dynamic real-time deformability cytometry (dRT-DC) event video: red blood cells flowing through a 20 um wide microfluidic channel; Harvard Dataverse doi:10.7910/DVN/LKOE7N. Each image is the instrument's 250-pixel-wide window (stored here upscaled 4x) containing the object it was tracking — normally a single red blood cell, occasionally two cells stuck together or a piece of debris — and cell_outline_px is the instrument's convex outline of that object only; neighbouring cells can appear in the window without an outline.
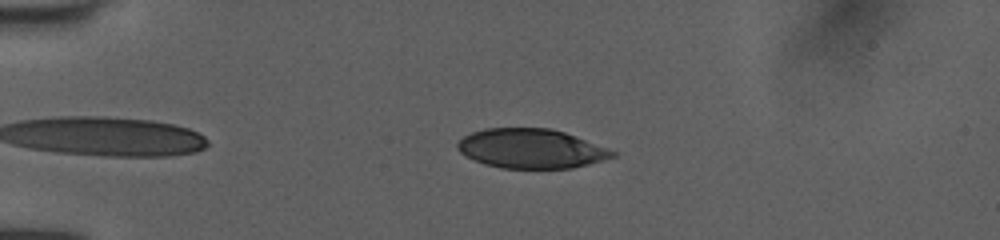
{"species": "human", "species_latin": "Homo sapiens", "temperature_condition": "room temperature", "stored_images_in_passage": 5, "camera_frame_rate_fps": 3000, "um_per_image_px": 0.085, "donor": {"sex": "female"}, "frame": {"image": 1, "passage_image": 1, "time_ms": 0.0, "image_size_px": [1000, 240], "cell_outline_px": [[616, 156], [588, 164], [572, 168], [504, 168], [484, 164], [460, 152], [456, 144], [464, 136], [472, 132], [484, 128], [552, 128], [576, 136], [616, 152]], "centroid_in_image_um": [45.14, 12.62], "position_along_channel_um": 39.9, "area_um2": 35.26}}
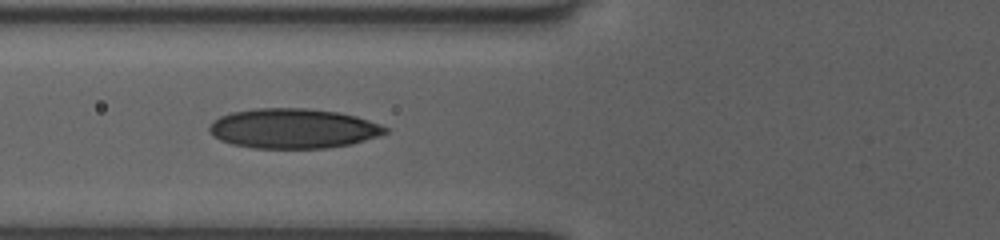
{"frame": {"image": 2, "passage_image": 4, "time_ms": 1.0, "image_size_px": [1000, 240], "cell_outline_px": [[388, 132], [352, 144], [324, 148], [256, 148], [232, 144], [220, 140], [212, 136], [208, 132], [208, 128], [220, 116], [232, 112], [256, 108], [308, 108], [336, 112], [356, 116], [380, 124], [388, 128]], "centroid_in_image_um": [24.9, 10.92], "position_along_channel_um": 100.9, "area_um2": 40.69}}